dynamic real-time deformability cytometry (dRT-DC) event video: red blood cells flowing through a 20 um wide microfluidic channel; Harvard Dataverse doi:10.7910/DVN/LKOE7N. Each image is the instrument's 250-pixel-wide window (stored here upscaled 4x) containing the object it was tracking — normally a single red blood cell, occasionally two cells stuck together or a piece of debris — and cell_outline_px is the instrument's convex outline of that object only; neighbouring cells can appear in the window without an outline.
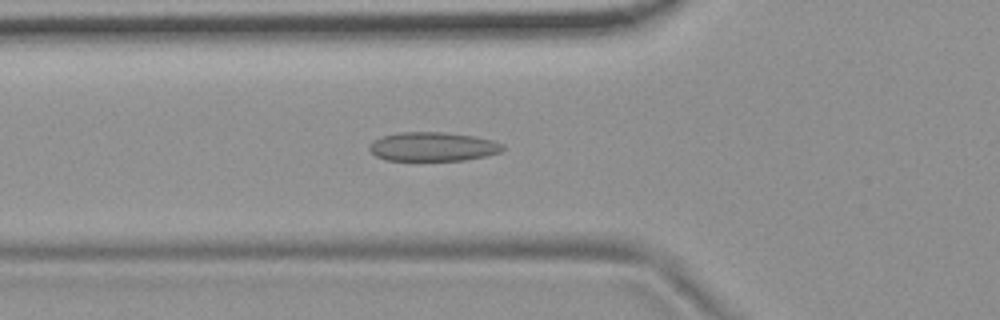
{"species": "common noctule bat (a hibernating species)", "species_latin": "Nyctalus noctula", "temperature_condition": "room temperature", "stored_images_in_passage": 53, "camera_frame_rate_fps": 3000, "um_per_image_px": 0.085, "animal": {"sex": "female", "body_mass_g": 19.9}, "frame": {"image": 1, "passage_image": 18, "time_ms": 5.667, "image_size_px": [1000, 320], "cell_outline_px": [[504, 148], [500, 152], [484, 156], [464, 160], [384, 160], [376, 156], [368, 148], [372, 140], [384, 136], [400, 132], [444, 132], [476, 136], [492, 140], [504, 144]], "centroid_in_image_um": [36.79, 12.46], "position_along_channel_um": 89.0, "area_um2": 22.54}}
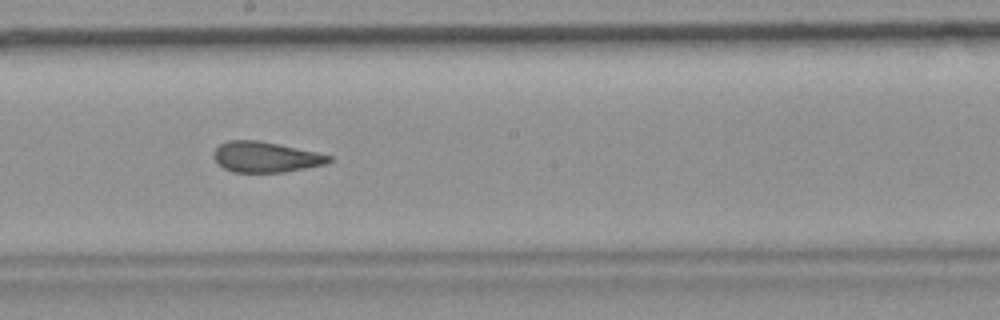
{"frame": {"image": 2, "passage_image": 29, "time_ms": 9.333, "image_size_px": [1000, 320], "cell_outline_px": [[332, 160], [324, 164], [284, 172], [232, 172], [224, 168], [212, 156], [212, 152], [220, 144], [228, 140], [260, 140], [316, 152], [332, 156]], "centroid_in_image_um": [22.54, 13.34], "position_along_channel_um": 225.7, "area_um2": 20.4}}
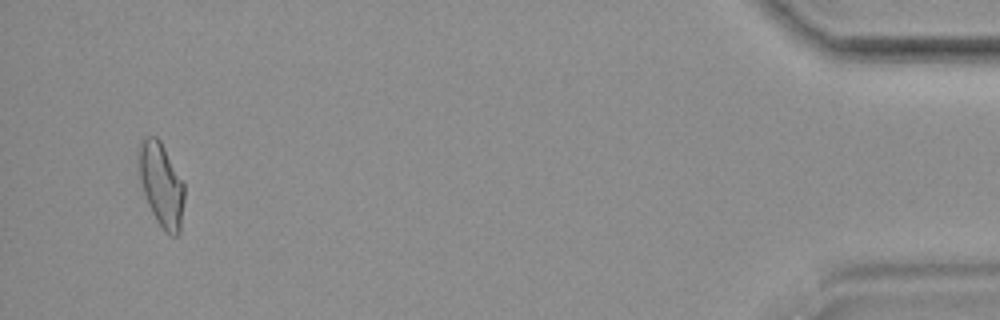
{"frame": {"image": 3, "passage_image": 51, "time_ms": 16.667, "image_size_px": [1000, 320], "cell_outline_px": [[184, 200], [180, 232], [176, 236], [168, 236], [156, 220], [148, 204], [140, 180], [136, 152], [136, 148], [140, 140], [144, 136], [156, 136], [160, 140], [184, 184]], "centroid_in_image_um": [13.68, 15.67], "position_along_channel_um": 421.5, "area_um2": 22.54}, "authors_computed_cell_mechanics": {"area_um2": 21.675, "velocity_mm_per_s": 3.7291, "shape_relaxation_time_tau1_ms": null, "shape_relaxation_time_tau2_ms": 1.8583, "deformation_change_tau1": null, "deformation_change_tau2": 0.0959}}